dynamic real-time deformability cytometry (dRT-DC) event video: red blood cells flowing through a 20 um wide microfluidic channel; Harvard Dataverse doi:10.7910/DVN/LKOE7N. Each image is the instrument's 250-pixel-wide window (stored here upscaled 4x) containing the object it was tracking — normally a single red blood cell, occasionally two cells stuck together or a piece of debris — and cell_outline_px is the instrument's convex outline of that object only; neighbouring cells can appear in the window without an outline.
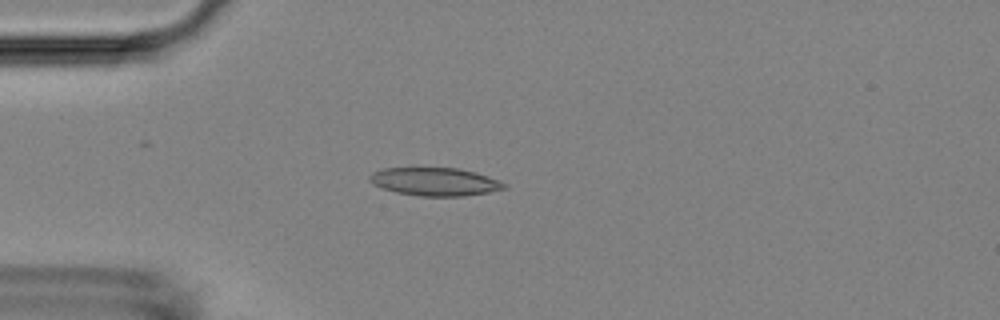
{"species": "Egyptian fruit bat (a non-hibernating species)", "species_latin": "Rousettus aegyptiacus", "temperature_condition": "room temperature", "stored_images_in_passage": 4, "camera_frame_rate_fps": 3000, "um_per_image_px": 0.085, "animal": {"sex": "female"}, "frame": {"image": 1, "passage_image": 4, "time_ms": 1.0, "image_size_px": [1000, 320], "cell_outline_px": [[508, 188], [488, 192], [464, 196], [420, 196], [396, 192], [372, 184], [368, 180], [368, 176], [372, 172], [384, 168], [416, 164], [460, 168], [476, 172], [500, 180], [508, 184]], "centroid_in_image_um": [36.93, 15.38], "position_along_channel_um": 48.1, "area_um2": 23.29}}